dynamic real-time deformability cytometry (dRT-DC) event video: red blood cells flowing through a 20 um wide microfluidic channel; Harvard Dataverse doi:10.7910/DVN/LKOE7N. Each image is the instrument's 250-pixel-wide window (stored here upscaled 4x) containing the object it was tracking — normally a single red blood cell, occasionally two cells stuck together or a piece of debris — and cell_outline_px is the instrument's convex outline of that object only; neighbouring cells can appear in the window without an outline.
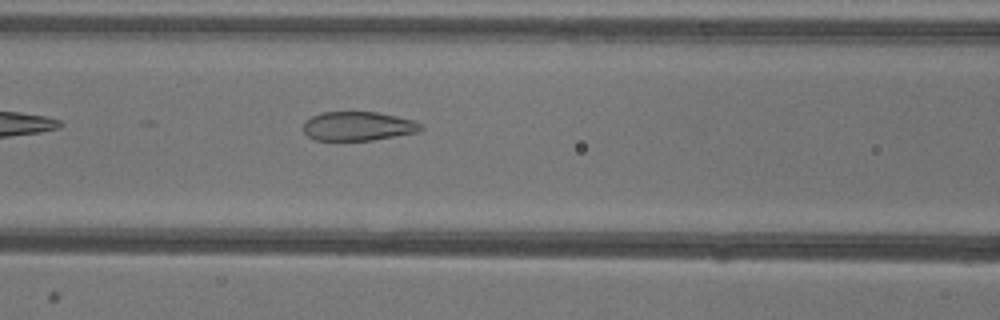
{"species": "common noctule bat (a hibernating species)", "species_latin": "Nyctalus noctula", "temperature_condition": "warm", "stored_images_in_passage": 11, "camera_frame_rate_fps": 3000, "um_per_image_px": 0.085, "animal": {"sex": "female"}, "frame": {"image": 1, "passage_image": 7, "time_ms": 2.0, "image_size_px": [1000, 320], "cell_outline_px": [[424, 128], [416, 132], [372, 140], [316, 140], [308, 136], [304, 132], [304, 120], [320, 112], [376, 112], [396, 116], [412, 120], [424, 124]], "centroid_in_image_um": [30.42, 10.72], "position_along_channel_um": 136.2, "area_um2": 19.83}}